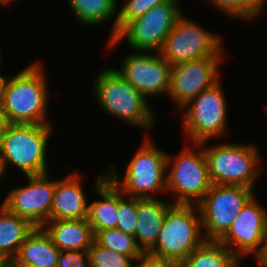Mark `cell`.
Segmentation results:
<instances>
[{"label": "cell", "instance_id": "obj_1", "mask_svg": "<svg viewBox=\"0 0 267 267\" xmlns=\"http://www.w3.org/2000/svg\"><path fill=\"white\" fill-rule=\"evenodd\" d=\"M38 62L3 80L1 98L10 124H50L46 121L48 88Z\"/></svg>", "mask_w": 267, "mask_h": 267}, {"label": "cell", "instance_id": "obj_2", "mask_svg": "<svg viewBox=\"0 0 267 267\" xmlns=\"http://www.w3.org/2000/svg\"><path fill=\"white\" fill-rule=\"evenodd\" d=\"M197 205L174 204L166 213L155 245L146 257L177 267L194 249L199 247L202 222Z\"/></svg>", "mask_w": 267, "mask_h": 267}, {"label": "cell", "instance_id": "obj_3", "mask_svg": "<svg viewBox=\"0 0 267 267\" xmlns=\"http://www.w3.org/2000/svg\"><path fill=\"white\" fill-rule=\"evenodd\" d=\"M95 98L103 110L142 129L154 124V112L146 98L115 68L100 72L94 83Z\"/></svg>", "mask_w": 267, "mask_h": 267}, {"label": "cell", "instance_id": "obj_4", "mask_svg": "<svg viewBox=\"0 0 267 267\" xmlns=\"http://www.w3.org/2000/svg\"><path fill=\"white\" fill-rule=\"evenodd\" d=\"M50 124H10L0 135V157L5 168L8 162L26 176L47 172L46 151Z\"/></svg>", "mask_w": 267, "mask_h": 267}, {"label": "cell", "instance_id": "obj_5", "mask_svg": "<svg viewBox=\"0 0 267 267\" xmlns=\"http://www.w3.org/2000/svg\"><path fill=\"white\" fill-rule=\"evenodd\" d=\"M143 142L128 164L123 181L119 183L114 166L107 174L125 196L139 199L154 198L149 192H167V154L148 139Z\"/></svg>", "mask_w": 267, "mask_h": 267}, {"label": "cell", "instance_id": "obj_6", "mask_svg": "<svg viewBox=\"0 0 267 267\" xmlns=\"http://www.w3.org/2000/svg\"><path fill=\"white\" fill-rule=\"evenodd\" d=\"M254 145L217 144L204 149L212 184L252 188L258 175L260 156Z\"/></svg>", "mask_w": 267, "mask_h": 267}, {"label": "cell", "instance_id": "obj_7", "mask_svg": "<svg viewBox=\"0 0 267 267\" xmlns=\"http://www.w3.org/2000/svg\"><path fill=\"white\" fill-rule=\"evenodd\" d=\"M177 2H166L154 6L144 15L127 22L112 39L109 47L126 39L129 46L138 52L159 53L165 39L182 15Z\"/></svg>", "mask_w": 267, "mask_h": 267}, {"label": "cell", "instance_id": "obj_8", "mask_svg": "<svg viewBox=\"0 0 267 267\" xmlns=\"http://www.w3.org/2000/svg\"><path fill=\"white\" fill-rule=\"evenodd\" d=\"M252 188L212 184L197 204L206 241H219L229 230L243 206L253 196Z\"/></svg>", "mask_w": 267, "mask_h": 267}, {"label": "cell", "instance_id": "obj_9", "mask_svg": "<svg viewBox=\"0 0 267 267\" xmlns=\"http://www.w3.org/2000/svg\"><path fill=\"white\" fill-rule=\"evenodd\" d=\"M220 81L194 97L182 108L186 109L183 126L194 147L220 136L226 127L227 103Z\"/></svg>", "mask_w": 267, "mask_h": 267}, {"label": "cell", "instance_id": "obj_10", "mask_svg": "<svg viewBox=\"0 0 267 267\" xmlns=\"http://www.w3.org/2000/svg\"><path fill=\"white\" fill-rule=\"evenodd\" d=\"M222 40L183 15L165 39L159 52L171 65L222 55Z\"/></svg>", "mask_w": 267, "mask_h": 267}, {"label": "cell", "instance_id": "obj_11", "mask_svg": "<svg viewBox=\"0 0 267 267\" xmlns=\"http://www.w3.org/2000/svg\"><path fill=\"white\" fill-rule=\"evenodd\" d=\"M173 158L167 155V168L172 166L166 174L167 191L178 194L174 204L197 205L212 186L204 149L196 152L194 147H185L178 158Z\"/></svg>", "mask_w": 267, "mask_h": 267}, {"label": "cell", "instance_id": "obj_12", "mask_svg": "<svg viewBox=\"0 0 267 267\" xmlns=\"http://www.w3.org/2000/svg\"><path fill=\"white\" fill-rule=\"evenodd\" d=\"M254 197L243 206L227 233L219 240L240 261L243 255L252 252L258 261L266 250L267 212Z\"/></svg>", "mask_w": 267, "mask_h": 267}, {"label": "cell", "instance_id": "obj_13", "mask_svg": "<svg viewBox=\"0 0 267 267\" xmlns=\"http://www.w3.org/2000/svg\"><path fill=\"white\" fill-rule=\"evenodd\" d=\"M48 177V173L27 176L28 185L12 189L2 205L17 216L27 219L34 227H43L51 220L56 187V181H50Z\"/></svg>", "mask_w": 267, "mask_h": 267}, {"label": "cell", "instance_id": "obj_14", "mask_svg": "<svg viewBox=\"0 0 267 267\" xmlns=\"http://www.w3.org/2000/svg\"><path fill=\"white\" fill-rule=\"evenodd\" d=\"M222 56L204 57L173 65L170 73V95L178 108L214 86L219 80L218 66Z\"/></svg>", "mask_w": 267, "mask_h": 267}, {"label": "cell", "instance_id": "obj_15", "mask_svg": "<svg viewBox=\"0 0 267 267\" xmlns=\"http://www.w3.org/2000/svg\"><path fill=\"white\" fill-rule=\"evenodd\" d=\"M119 74L134 86L145 98L159 93L168 94L170 88L171 65L160 53H131L121 64Z\"/></svg>", "mask_w": 267, "mask_h": 267}, {"label": "cell", "instance_id": "obj_16", "mask_svg": "<svg viewBox=\"0 0 267 267\" xmlns=\"http://www.w3.org/2000/svg\"><path fill=\"white\" fill-rule=\"evenodd\" d=\"M42 228L61 252L87 253L95 239L87 219L49 220Z\"/></svg>", "mask_w": 267, "mask_h": 267}, {"label": "cell", "instance_id": "obj_17", "mask_svg": "<svg viewBox=\"0 0 267 267\" xmlns=\"http://www.w3.org/2000/svg\"><path fill=\"white\" fill-rule=\"evenodd\" d=\"M79 177L72 173L56 181L51 220L87 219L89 204Z\"/></svg>", "mask_w": 267, "mask_h": 267}, {"label": "cell", "instance_id": "obj_18", "mask_svg": "<svg viewBox=\"0 0 267 267\" xmlns=\"http://www.w3.org/2000/svg\"><path fill=\"white\" fill-rule=\"evenodd\" d=\"M173 205V202H164L157 198H137L135 240L144 254L155 245L164 217Z\"/></svg>", "mask_w": 267, "mask_h": 267}, {"label": "cell", "instance_id": "obj_19", "mask_svg": "<svg viewBox=\"0 0 267 267\" xmlns=\"http://www.w3.org/2000/svg\"><path fill=\"white\" fill-rule=\"evenodd\" d=\"M95 182L101 200L89 204L87 216L94 235L102 229L117 228L118 223V187L107 175L100 174Z\"/></svg>", "mask_w": 267, "mask_h": 267}, {"label": "cell", "instance_id": "obj_20", "mask_svg": "<svg viewBox=\"0 0 267 267\" xmlns=\"http://www.w3.org/2000/svg\"><path fill=\"white\" fill-rule=\"evenodd\" d=\"M60 252L44 229L35 227L13 260L20 266L56 267Z\"/></svg>", "mask_w": 267, "mask_h": 267}, {"label": "cell", "instance_id": "obj_21", "mask_svg": "<svg viewBox=\"0 0 267 267\" xmlns=\"http://www.w3.org/2000/svg\"><path fill=\"white\" fill-rule=\"evenodd\" d=\"M35 229L27 220L0 204V255L13 260L26 237Z\"/></svg>", "mask_w": 267, "mask_h": 267}, {"label": "cell", "instance_id": "obj_22", "mask_svg": "<svg viewBox=\"0 0 267 267\" xmlns=\"http://www.w3.org/2000/svg\"><path fill=\"white\" fill-rule=\"evenodd\" d=\"M241 261L219 241H204L177 267H239Z\"/></svg>", "mask_w": 267, "mask_h": 267}, {"label": "cell", "instance_id": "obj_23", "mask_svg": "<svg viewBox=\"0 0 267 267\" xmlns=\"http://www.w3.org/2000/svg\"><path fill=\"white\" fill-rule=\"evenodd\" d=\"M117 4V0H69L70 8L78 21L89 26L110 19L117 11Z\"/></svg>", "mask_w": 267, "mask_h": 267}, {"label": "cell", "instance_id": "obj_24", "mask_svg": "<svg viewBox=\"0 0 267 267\" xmlns=\"http://www.w3.org/2000/svg\"><path fill=\"white\" fill-rule=\"evenodd\" d=\"M99 245L116 253L129 257H145L146 255L138 247L135 236L126 234L121 230L102 229L95 234L94 239Z\"/></svg>", "mask_w": 267, "mask_h": 267}, {"label": "cell", "instance_id": "obj_25", "mask_svg": "<svg viewBox=\"0 0 267 267\" xmlns=\"http://www.w3.org/2000/svg\"><path fill=\"white\" fill-rule=\"evenodd\" d=\"M88 267H133L132 260H141L144 257H129L116 253L99 245L95 240L87 251ZM133 263V264H132Z\"/></svg>", "mask_w": 267, "mask_h": 267}, {"label": "cell", "instance_id": "obj_26", "mask_svg": "<svg viewBox=\"0 0 267 267\" xmlns=\"http://www.w3.org/2000/svg\"><path fill=\"white\" fill-rule=\"evenodd\" d=\"M166 2H178L177 0H128L120 11L116 14V18L113 23L110 39L129 21L144 15L147 11L154 6L166 3Z\"/></svg>", "mask_w": 267, "mask_h": 267}, {"label": "cell", "instance_id": "obj_27", "mask_svg": "<svg viewBox=\"0 0 267 267\" xmlns=\"http://www.w3.org/2000/svg\"><path fill=\"white\" fill-rule=\"evenodd\" d=\"M220 11L230 14V16H236L250 20L261 12L265 6L264 0H209Z\"/></svg>", "mask_w": 267, "mask_h": 267}, {"label": "cell", "instance_id": "obj_28", "mask_svg": "<svg viewBox=\"0 0 267 267\" xmlns=\"http://www.w3.org/2000/svg\"><path fill=\"white\" fill-rule=\"evenodd\" d=\"M118 188L117 229L135 236L137 227V198L125 196ZM128 198V199H127Z\"/></svg>", "mask_w": 267, "mask_h": 267}, {"label": "cell", "instance_id": "obj_29", "mask_svg": "<svg viewBox=\"0 0 267 267\" xmlns=\"http://www.w3.org/2000/svg\"><path fill=\"white\" fill-rule=\"evenodd\" d=\"M56 267H88V254H73L71 252H60Z\"/></svg>", "mask_w": 267, "mask_h": 267}, {"label": "cell", "instance_id": "obj_30", "mask_svg": "<svg viewBox=\"0 0 267 267\" xmlns=\"http://www.w3.org/2000/svg\"><path fill=\"white\" fill-rule=\"evenodd\" d=\"M133 267H173V266L164 262L150 259L145 256L143 259L139 260L138 265L136 266L134 265Z\"/></svg>", "mask_w": 267, "mask_h": 267}, {"label": "cell", "instance_id": "obj_31", "mask_svg": "<svg viewBox=\"0 0 267 267\" xmlns=\"http://www.w3.org/2000/svg\"><path fill=\"white\" fill-rule=\"evenodd\" d=\"M9 125L10 123L7 119L3 101L0 96V135Z\"/></svg>", "mask_w": 267, "mask_h": 267}, {"label": "cell", "instance_id": "obj_32", "mask_svg": "<svg viewBox=\"0 0 267 267\" xmlns=\"http://www.w3.org/2000/svg\"><path fill=\"white\" fill-rule=\"evenodd\" d=\"M257 262L259 265L267 267V245L264 255Z\"/></svg>", "mask_w": 267, "mask_h": 267}, {"label": "cell", "instance_id": "obj_33", "mask_svg": "<svg viewBox=\"0 0 267 267\" xmlns=\"http://www.w3.org/2000/svg\"><path fill=\"white\" fill-rule=\"evenodd\" d=\"M1 267H20L14 260H6Z\"/></svg>", "mask_w": 267, "mask_h": 267}, {"label": "cell", "instance_id": "obj_34", "mask_svg": "<svg viewBox=\"0 0 267 267\" xmlns=\"http://www.w3.org/2000/svg\"><path fill=\"white\" fill-rule=\"evenodd\" d=\"M4 170H5V165H4V163H3V160H2L1 157H0V178H1V176L3 175V173L5 172ZM0 180H1V179H0Z\"/></svg>", "mask_w": 267, "mask_h": 267}, {"label": "cell", "instance_id": "obj_35", "mask_svg": "<svg viewBox=\"0 0 267 267\" xmlns=\"http://www.w3.org/2000/svg\"><path fill=\"white\" fill-rule=\"evenodd\" d=\"M11 1H13V0H0V4L8 5Z\"/></svg>", "mask_w": 267, "mask_h": 267}, {"label": "cell", "instance_id": "obj_36", "mask_svg": "<svg viewBox=\"0 0 267 267\" xmlns=\"http://www.w3.org/2000/svg\"><path fill=\"white\" fill-rule=\"evenodd\" d=\"M6 259L0 255V267L5 263Z\"/></svg>", "mask_w": 267, "mask_h": 267}, {"label": "cell", "instance_id": "obj_37", "mask_svg": "<svg viewBox=\"0 0 267 267\" xmlns=\"http://www.w3.org/2000/svg\"><path fill=\"white\" fill-rule=\"evenodd\" d=\"M3 80H4V76L0 75V95H1V87H2Z\"/></svg>", "mask_w": 267, "mask_h": 267}]
</instances>
